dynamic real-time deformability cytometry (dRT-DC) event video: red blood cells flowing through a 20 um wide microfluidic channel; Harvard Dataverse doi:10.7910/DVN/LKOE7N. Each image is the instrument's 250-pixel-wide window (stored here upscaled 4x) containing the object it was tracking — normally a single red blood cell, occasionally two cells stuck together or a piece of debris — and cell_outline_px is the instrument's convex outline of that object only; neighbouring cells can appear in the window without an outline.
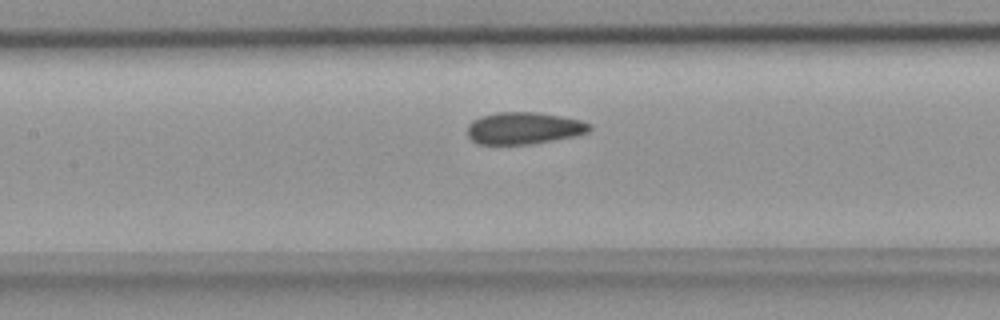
{"species": "common noctule bat (a hibernating species)", "species_latin": "Nyctalus noctula", "temperature_condition": "room temperature", "stored_images_in_passage": 37, "camera_frame_rate_fps": 3000, "um_per_image_px": 0.085, "animal": {"sex": "female", "body_mass_g": 18.4}, "frame": {"image": 1, "passage_image": 11, "time_ms": 3.333, "image_size_px": [1000, 320], "cell_outline_px": [[592, 128], [588, 132], [576, 136], [528, 144], [480, 144], [472, 140], [468, 136], [468, 124], [472, 120], [480, 116], [496, 112], [536, 112], [560, 116], [580, 120], [592, 124]], "centroid_in_image_um": [44.53, 10.88], "position_along_channel_um": 162.9, "area_um2": 22.77}}
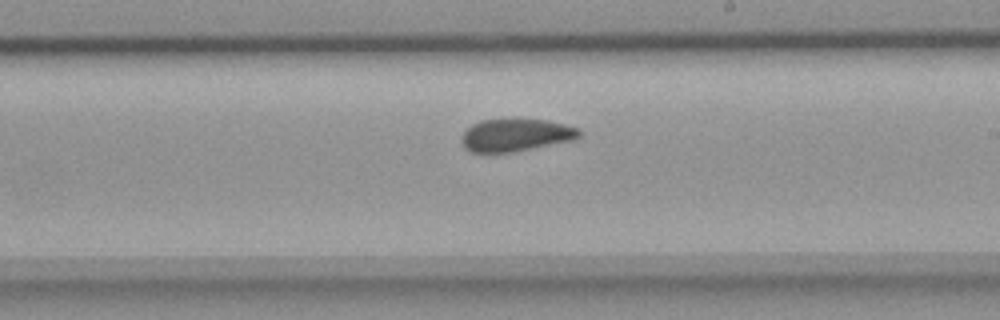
{"frame": {"image": 2, "passage_image": 17, "time_ms": 5.333, "image_size_px": [1000, 320], "cell_outline_px": [[580, 136], [572, 140], [512, 152], [472, 152], [464, 148], [460, 140], [460, 136], [472, 124], [480, 120], [548, 120], [580, 128]], "centroid_in_image_um": [43.81, 11.48], "position_along_channel_um": 245.2, "area_um2": 22.08}}
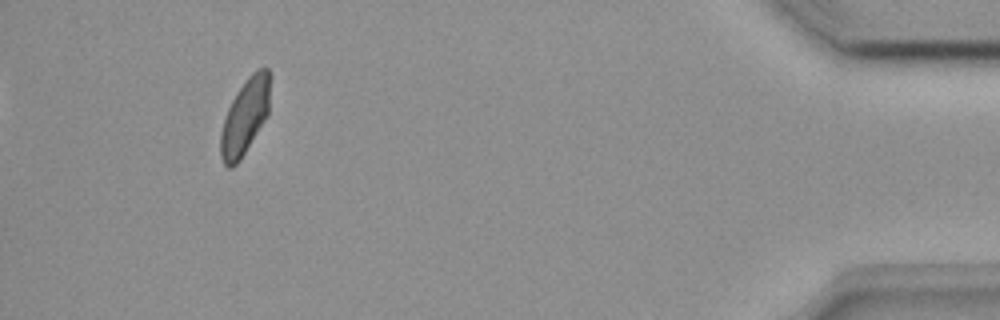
{"frame": {"image": 3, "passage_image": 34, "time_ms": 11.0, "image_size_px": [1000, 320], "cell_outline_px": [[272, 76], [268, 116], [240, 160], [232, 168], [228, 168], [224, 164], [220, 156], [220, 132], [228, 108], [236, 92], [248, 76], [252, 72], [260, 68], [268, 68], [272, 72]], "centroid_in_image_um": [20.86, 9.87], "position_along_channel_um": 414.3, "area_um2": 22.31}}